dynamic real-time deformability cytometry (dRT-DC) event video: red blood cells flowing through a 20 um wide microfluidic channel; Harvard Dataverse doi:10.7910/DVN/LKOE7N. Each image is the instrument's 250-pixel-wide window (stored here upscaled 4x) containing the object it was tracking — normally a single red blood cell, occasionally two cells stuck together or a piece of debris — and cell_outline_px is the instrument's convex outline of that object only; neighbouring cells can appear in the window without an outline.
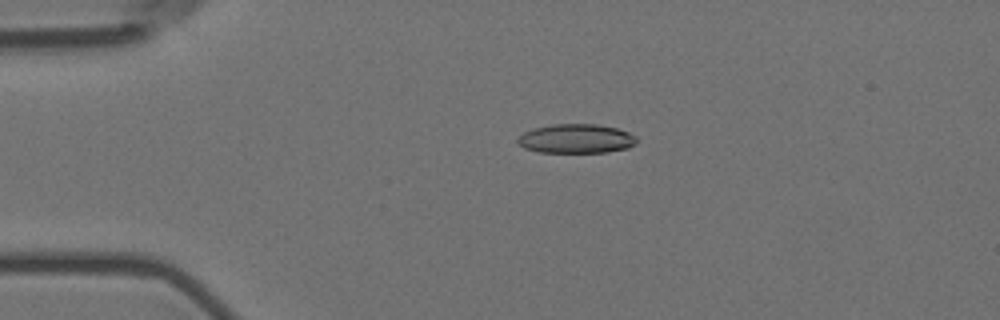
{"species": "Egyptian fruit bat (a non-hibernating species)", "species_latin": "Rousettus aegyptiacus", "temperature_condition": "room temperature", "stored_images_in_passage": 5, "camera_frame_rate_fps": 3000, "um_per_image_px": 0.085, "animal": {"sex": "female"}, "frame": {"image": 1, "passage_image": 4, "time_ms": 1.0, "image_size_px": [1000, 320], "cell_outline_px": [[636, 144], [628, 148], [608, 152], [540, 152], [524, 148], [516, 140], [524, 132], [532, 128], [552, 124], [596, 124], [616, 128], [628, 132], [636, 136]], "centroid_in_image_um": [48.98, 11.78], "position_along_channel_um": 36.0, "area_um2": 20.23}}